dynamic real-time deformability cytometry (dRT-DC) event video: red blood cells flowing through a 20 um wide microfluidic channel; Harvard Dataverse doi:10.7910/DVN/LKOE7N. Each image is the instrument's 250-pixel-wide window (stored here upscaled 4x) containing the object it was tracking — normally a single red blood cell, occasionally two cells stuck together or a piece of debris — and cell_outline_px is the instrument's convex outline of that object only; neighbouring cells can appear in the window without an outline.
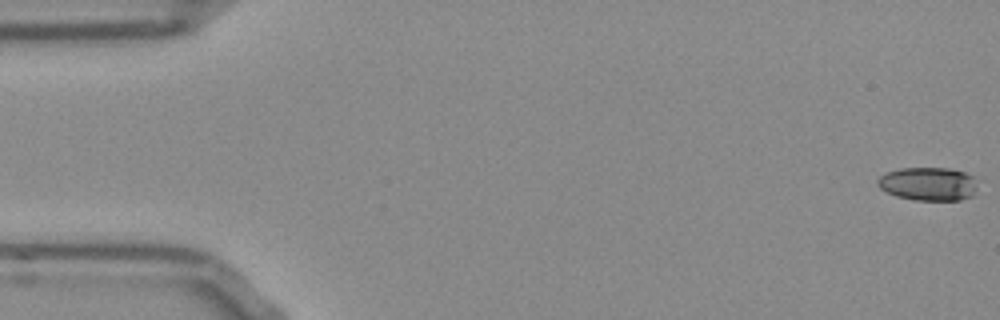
{"species": "Egyptian fruit bat (a non-hibernating species)", "species_latin": "Rousettus aegyptiacus", "temperature_condition": "room temperature", "stored_images_in_passage": 54, "camera_frame_rate_fps": 3000, "um_per_image_px": 0.085, "frame": {"image": 1, "passage_image": 1, "time_ms": 0.0, "image_size_px": [1000, 320], "cell_outline_px": [[976, 188], [972, 196], [960, 200], [916, 200], [896, 196], [880, 188], [876, 184], [876, 180], [884, 172], [900, 168], [952, 168], [964, 172], [972, 176]], "centroid_in_image_um": [78.86, 15.62], "position_along_channel_um": 6.1, "area_um2": 19.48}}
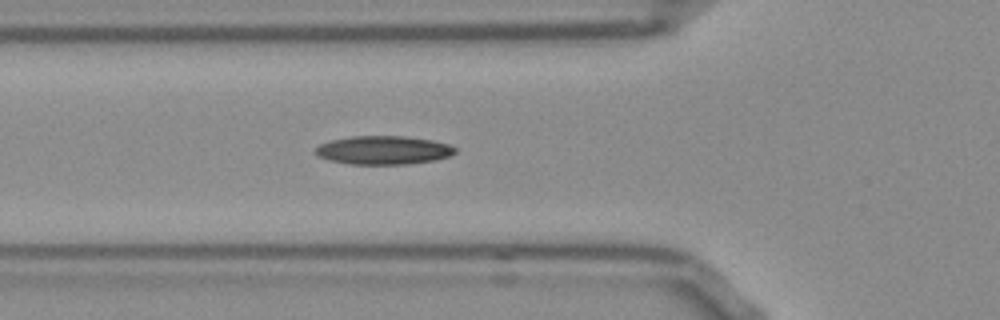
{"frame": {"image": 2, "passage_image": 19, "time_ms": 6.0, "image_size_px": [1000, 320], "cell_outline_px": [[456, 152], [448, 156], [436, 160], [408, 164], [348, 164], [328, 160], [316, 156], [316, 148], [320, 144], [332, 140], [352, 136], [404, 136], [432, 140], [448, 144], [456, 148]], "centroid_in_image_um": [32.58, 12.77], "position_along_channel_um": 93.2, "area_um2": 23.24}}
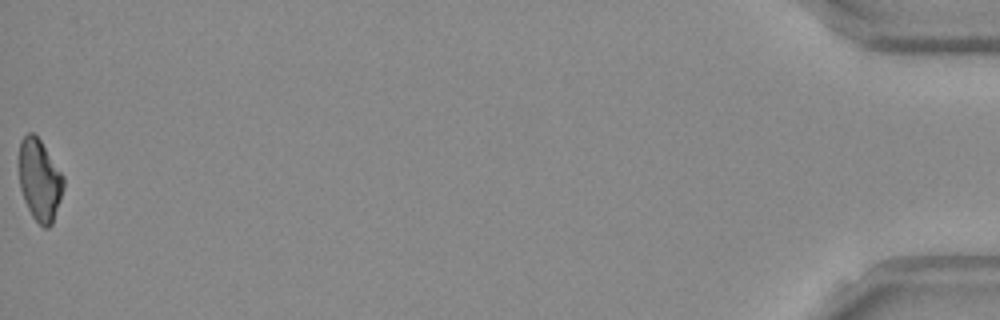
{"frame": {"image": 3, "passage_image": 54, "time_ms": 17.667, "image_size_px": [1000, 320], "cell_outline_px": [[64, 188], [52, 224], [48, 228], [44, 228], [32, 216], [24, 200], [20, 188], [20, 140], [28, 132], [32, 132], [40, 140], [64, 176]], "centroid_in_image_um": [3.38, 15.32], "position_along_channel_um": 431.8, "area_um2": 20.92}, "authors_computed_cell_mechanics": {"area_um2": 22.0796, "velocity_mm_per_s": 3.7988, "shape_relaxation_time_tau1_ms": null, "shape_relaxation_time_tau2_ms": 8.0968, "deformation_change_tau1": null, "deformation_change_tau2": 0.1691}}